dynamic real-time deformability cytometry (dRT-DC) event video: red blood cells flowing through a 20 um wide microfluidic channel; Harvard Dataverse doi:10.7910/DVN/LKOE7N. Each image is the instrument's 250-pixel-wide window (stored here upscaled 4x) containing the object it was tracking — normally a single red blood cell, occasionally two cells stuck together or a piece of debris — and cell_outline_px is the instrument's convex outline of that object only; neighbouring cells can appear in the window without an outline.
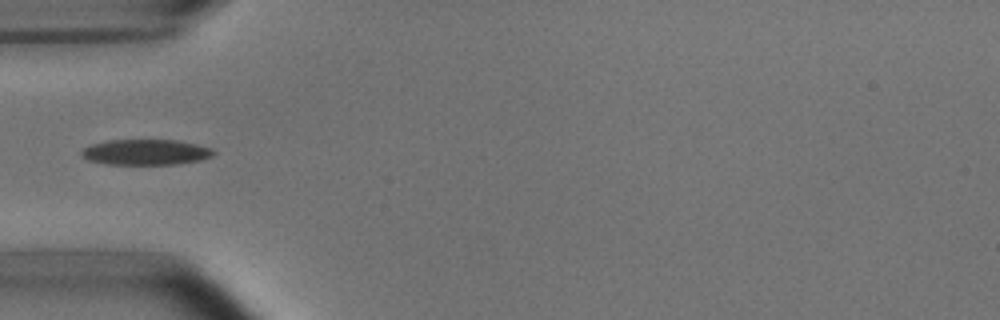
{"species": "common noctule bat (a hibernating species)", "species_latin": "Nyctalus noctula", "temperature_condition": "room temperature", "stored_images_in_passage": 2, "camera_frame_rate_fps": 3000, "um_per_image_px": 0.085, "animal": {"sex": "male", "body_mass_g": 15.6}, "frame": {"image": 1, "passage_image": 1, "time_ms": 0.0, "image_size_px": [1000, 320], "cell_outline_px": [[216, 152], [212, 156], [200, 160], [180, 164], [108, 164], [88, 160], [80, 152], [84, 148], [92, 144], [108, 140], [176, 140], [196, 144], [212, 148]], "centroid_in_image_um": [12.42, 12.93], "position_along_channel_um": 72.6, "area_um2": 19.59}}